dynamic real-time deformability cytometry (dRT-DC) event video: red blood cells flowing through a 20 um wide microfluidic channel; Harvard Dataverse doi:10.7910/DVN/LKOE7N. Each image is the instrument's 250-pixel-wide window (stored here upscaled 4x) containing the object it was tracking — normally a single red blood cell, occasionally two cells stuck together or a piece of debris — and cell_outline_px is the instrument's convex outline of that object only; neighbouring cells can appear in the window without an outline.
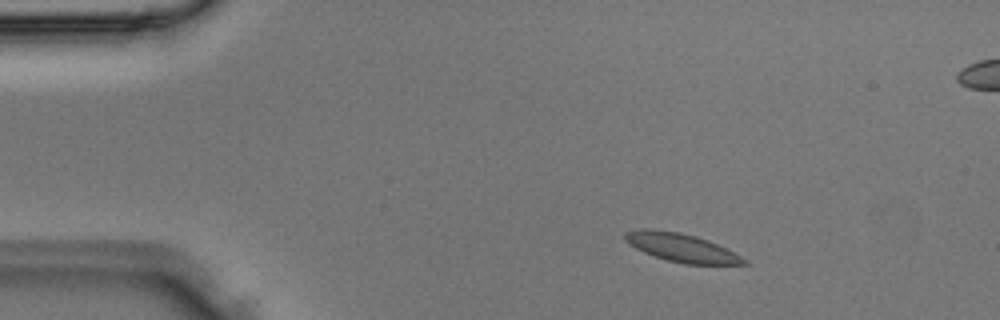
{"species": "Egyptian fruit bat (a non-hibernating species)", "species_latin": "Rousettus aegyptiacus", "temperature_condition": "room temperature", "stored_images_in_passage": 3, "camera_frame_rate_fps": 3000, "um_per_image_px": 0.085, "animal": {"sex": "male"}, "frame": {"image": 1, "passage_image": 1, "time_ms": 0.0, "image_size_px": [1000, 320], "cell_outline_px": [[748, 264], [684, 264], [668, 260], [644, 252], [636, 248], [624, 240], [624, 232], [640, 228], [648, 228], [676, 232], [696, 236], [708, 240], [748, 260]], "centroid_in_image_um": [57.88, 21.04], "position_along_channel_um": 27.1, "area_um2": 19.36}}